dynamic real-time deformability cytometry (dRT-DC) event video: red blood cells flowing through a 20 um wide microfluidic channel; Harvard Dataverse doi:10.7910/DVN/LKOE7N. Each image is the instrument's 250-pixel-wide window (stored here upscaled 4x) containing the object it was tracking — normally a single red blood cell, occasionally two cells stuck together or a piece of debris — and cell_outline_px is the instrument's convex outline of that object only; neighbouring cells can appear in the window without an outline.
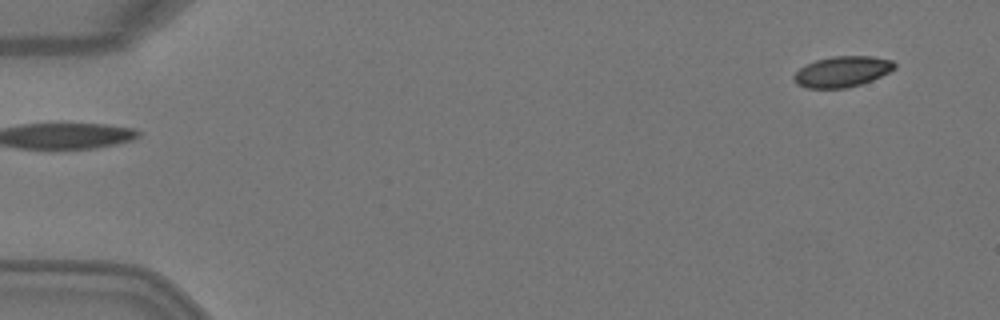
{"species": "Egyptian fruit bat (a non-hibernating species)", "species_latin": "Rousettus aegyptiacus", "temperature_condition": "warm", "stored_images_in_passage": 4, "segment_of_instrument_passage": [2, 2], "camera_frame_rate_fps": 3000, "um_per_image_px": 0.085, "animal": {"sex": "female"}, "frame": {"image": 1, "passage_image": 4, "time_ms": 1.0, "image_size_px": [1000, 320], "cell_outline_px": [[896, 68], [872, 80], [848, 88], [804, 88], [796, 84], [792, 80], [792, 76], [800, 68], [816, 60], [832, 56], [872, 56], [892, 60], [896, 64]], "centroid_in_image_um": [71.56, 6.09], "position_along_channel_um": 13.4, "area_um2": 18.09}}